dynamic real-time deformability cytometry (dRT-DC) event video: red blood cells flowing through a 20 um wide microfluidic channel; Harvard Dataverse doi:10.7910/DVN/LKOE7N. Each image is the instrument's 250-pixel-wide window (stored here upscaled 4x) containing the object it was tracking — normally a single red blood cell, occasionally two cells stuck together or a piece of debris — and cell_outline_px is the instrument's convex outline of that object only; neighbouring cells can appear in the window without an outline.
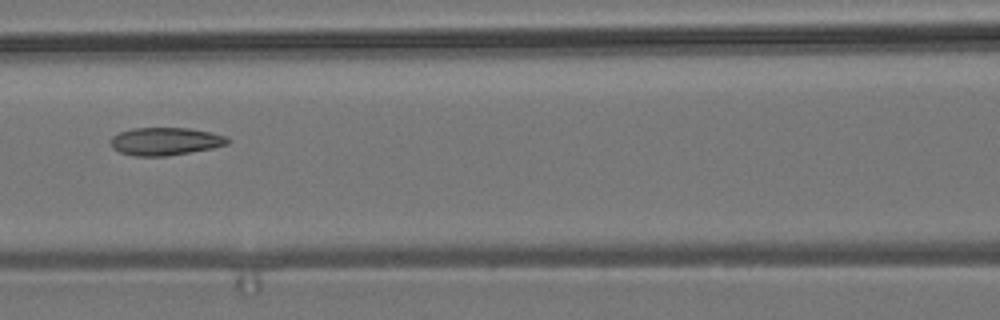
{"species": "common noctule bat (a hibernating species)", "species_latin": "Nyctalus noctula", "temperature_condition": "room temperature", "stored_images_in_passage": 7, "camera_frame_rate_fps": 3000, "um_per_image_px": 0.085, "animal": {"sex": "male", "body_mass_g": 19.2, "forearm_length_mm": 51.8}, "frame": {"image": 1, "passage_image": 7, "time_ms": 7.0, "image_size_px": [1000, 320], "cell_outline_px": [[232, 140], [228, 144], [212, 148], [168, 156], [136, 156], [120, 152], [112, 148], [108, 140], [112, 136], [120, 132], [132, 128], [188, 128], [212, 132], [228, 136]], "centroid_in_image_um": [14.06, 12.01], "position_along_channel_um": 152.5, "area_um2": 19.19}}